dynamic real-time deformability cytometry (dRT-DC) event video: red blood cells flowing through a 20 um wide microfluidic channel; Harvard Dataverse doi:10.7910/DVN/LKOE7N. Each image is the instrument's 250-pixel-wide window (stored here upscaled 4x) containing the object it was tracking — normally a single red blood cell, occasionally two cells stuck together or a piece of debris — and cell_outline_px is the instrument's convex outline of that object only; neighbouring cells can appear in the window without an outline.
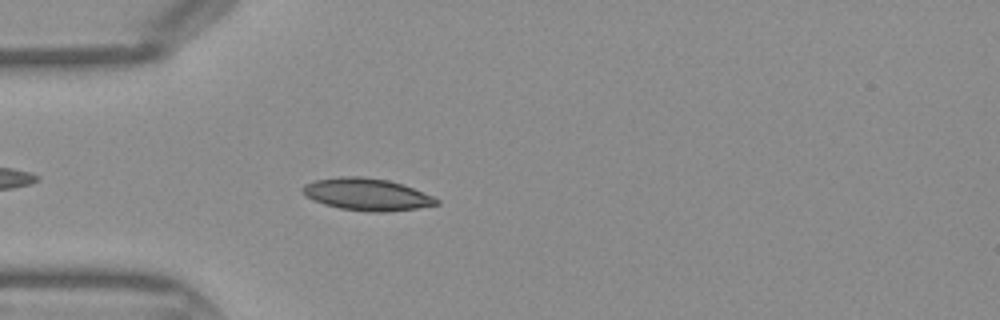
{"species": "Egyptian fruit bat (a non-hibernating species)", "species_latin": "Rousettus aegyptiacus", "temperature_condition": "warm", "stored_images_in_passage": 37, "camera_frame_rate_fps": 3000, "um_per_image_px": 0.085, "frame": {"image": 1, "passage_image": 6, "time_ms": 1.667, "image_size_px": [1000, 320], "cell_outline_px": [[440, 204], [416, 208], [388, 212], [368, 212], [340, 208], [324, 204], [312, 200], [304, 196], [300, 192], [300, 188], [304, 184], [316, 180], [340, 176], [364, 176], [388, 180], [404, 184], [432, 196], [440, 200]], "centroid_in_image_um": [31.15, 16.52], "position_along_channel_um": 53.9, "area_um2": 25.37}}
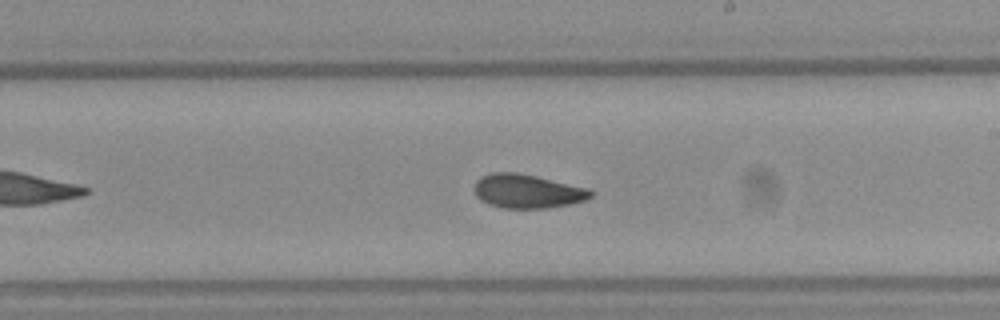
{"frame": {"image": 2, "passage_image": 19, "time_ms": 6.0, "image_size_px": [1000, 320], "cell_outline_px": [[592, 196], [584, 200], [568, 204], [548, 208], [504, 208], [488, 204], [480, 200], [476, 196], [476, 180], [480, 176], [492, 172], [516, 172], [536, 176], [588, 188], [592, 192]], "centroid_in_image_um": [44.79, 16.25], "position_along_channel_um": 244.2, "area_um2": 22.83}}
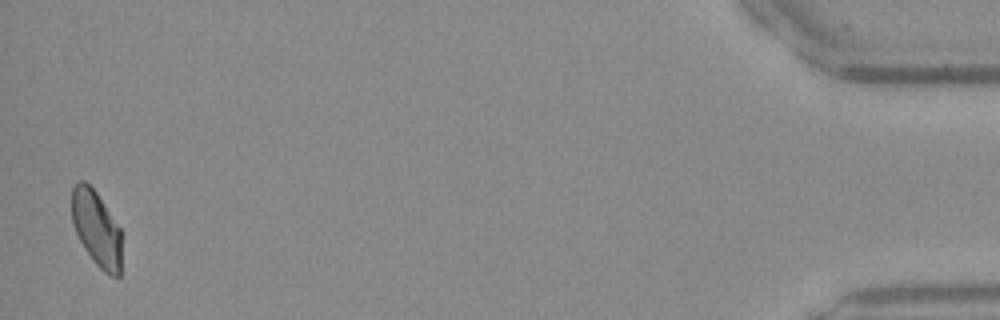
{"frame": {"image": 3, "passage_image": 37, "time_ms": 12.0, "image_size_px": [1000, 320], "cell_outline_px": [[120, 276], [112, 276], [104, 272], [92, 260], [84, 248], [76, 232], [72, 220], [72, 188], [80, 180], [84, 180], [96, 192], [120, 228]], "centroid_in_image_um": [8.19, 19.43], "position_along_channel_um": 427.0, "area_um2": 21.56}}